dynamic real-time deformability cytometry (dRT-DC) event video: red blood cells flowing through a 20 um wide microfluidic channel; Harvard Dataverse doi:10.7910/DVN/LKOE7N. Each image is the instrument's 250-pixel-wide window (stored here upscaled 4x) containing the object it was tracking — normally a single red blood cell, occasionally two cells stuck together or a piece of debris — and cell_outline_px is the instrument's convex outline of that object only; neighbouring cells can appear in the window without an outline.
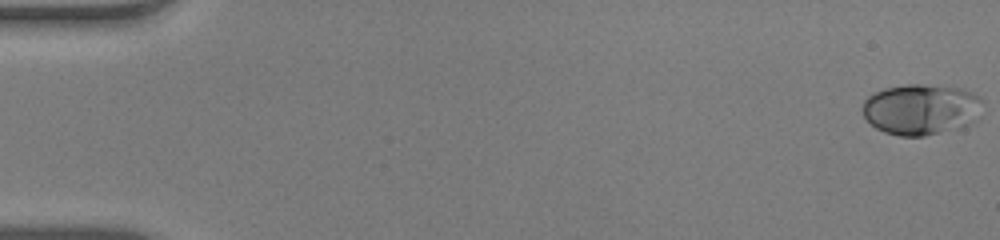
{"species": "human", "species_latin": "Homo sapiens", "temperature_condition": "warm", "stored_images_in_passage": 53, "camera_frame_rate_fps": 3000, "um_per_image_px": 0.085, "donor": {"sex": "male"}, "frame": {"image": 1, "passage_image": 1, "time_ms": 0.0, "image_size_px": [1000, 240], "cell_outline_px": [[984, 100], [972, 120], [964, 124], [940, 132], [924, 136], [900, 136], [884, 132], [876, 128], [864, 116], [864, 100], [868, 96], [884, 88], [908, 84], [920, 84], [956, 88], [980, 96]], "centroid_in_image_um": [78.22, 9.28], "position_along_channel_um": 6.8, "area_um2": 34.62}}
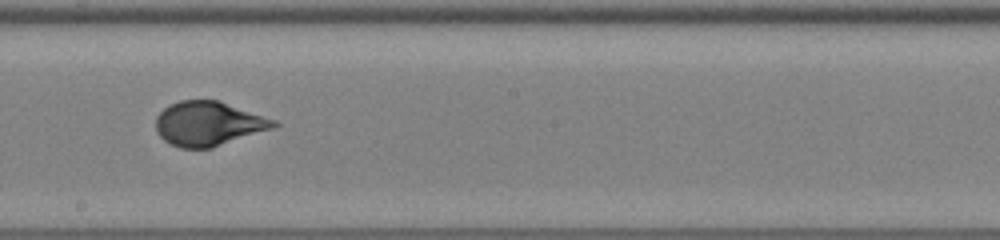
{"frame": {"image": 2, "passage_image": 31, "time_ms": 10.0, "image_size_px": [1000, 240], "cell_outline_px": [[280, 124], [272, 128], [212, 148], [180, 148], [164, 140], [156, 132], [156, 116], [168, 104], [180, 100], [220, 100], [276, 120]], "centroid_in_image_um": [17.7, 10.5], "position_along_channel_um": 230.5, "area_um2": 30.52}}
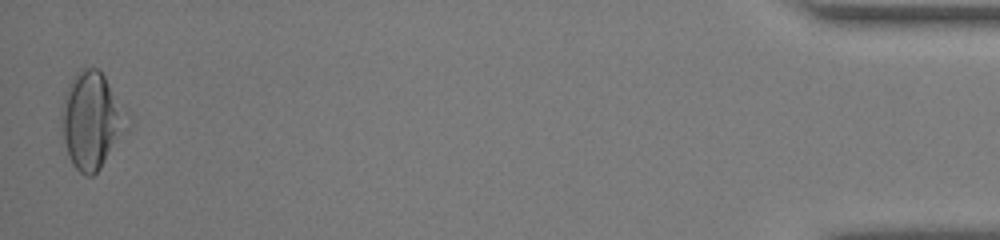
{"frame": {"image": 3, "passage_image": 53, "time_ms": 17.333, "image_size_px": [1000, 240], "cell_outline_px": [[116, 128], [104, 160], [100, 168], [92, 176], [84, 176], [72, 164], [68, 156], [64, 140], [60, 112], [64, 96], [68, 84], [76, 72], [80, 68], [96, 68], [104, 76], [116, 108]], "centroid_in_image_um": [7.48, 10.21], "position_along_channel_um": 427.7, "area_um2": 32.48}, "authors_computed_cell_mechanics": {"area_um2": 30.6918, "velocity_mm_per_s": 3.9164, "shape_relaxation_time_tau1_ms": 5.5362, "shape_relaxation_time_tau2_ms": null, "deformation_change_tau1": 0.2285, "deformation_change_tau2": null}}